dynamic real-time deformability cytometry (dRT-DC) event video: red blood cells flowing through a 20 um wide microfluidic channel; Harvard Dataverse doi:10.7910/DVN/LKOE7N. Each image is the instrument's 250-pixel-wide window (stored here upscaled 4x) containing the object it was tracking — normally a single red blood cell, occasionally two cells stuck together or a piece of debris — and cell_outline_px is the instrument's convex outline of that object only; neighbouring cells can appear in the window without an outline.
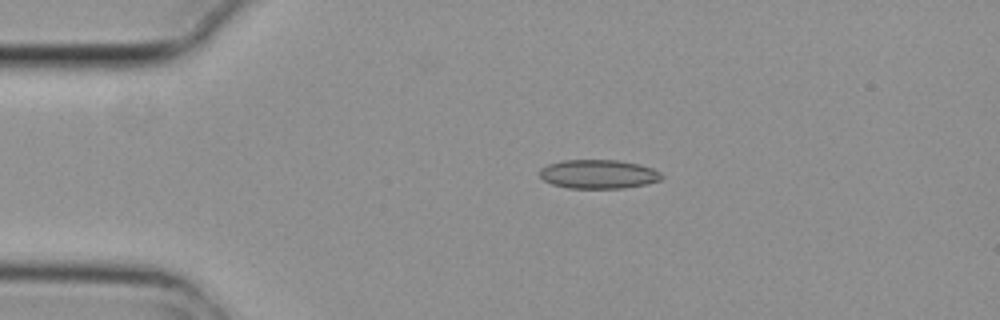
{"species": "common noctule bat (a hibernating species)", "species_latin": "Nyctalus noctula", "temperature_condition": "cold", "stored_images_in_passage": 2, "camera_frame_rate_fps": 3000, "um_per_image_px": 0.085, "animal": {"sex": "female", "body_mass_g": 29.2, "forearm_length_mm": 56.3}, "frame": {"image": 1, "passage_image": 1, "time_ms": 0.0, "image_size_px": [1000, 320], "cell_outline_px": [[664, 176], [660, 180], [648, 184], [624, 188], [568, 188], [552, 184], [544, 180], [540, 176], [540, 168], [548, 164], [564, 160], [620, 160], [640, 164], [652, 168], [660, 172]], "centroid_in_image_um": [50.89, 14.8], "position_along_channel_um": 34.1, "area_um2": 20.69}}